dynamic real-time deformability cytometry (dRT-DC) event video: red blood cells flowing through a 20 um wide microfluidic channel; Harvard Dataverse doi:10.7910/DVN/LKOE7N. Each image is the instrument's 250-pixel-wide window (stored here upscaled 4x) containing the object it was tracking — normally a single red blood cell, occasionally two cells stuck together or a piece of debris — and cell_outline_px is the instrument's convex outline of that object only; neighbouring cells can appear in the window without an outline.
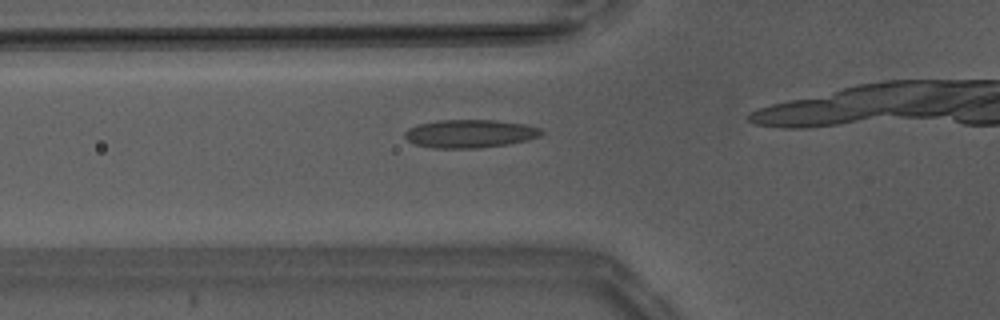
{"species": "Egyptian fruit bat (a non-hibernating species)", "species_latin": "Rousettus aegyptiacus", "temperature_condition": "warm", "stored_images_in_passage": 4, "camera_frame_rate_fps": 3000, "um_per_image_px": 0.085, "animal": {"sex": "male"}, "frame": {"image": 1, "passage_image": 3, "time_ms": 0.667, "image_size_px": [1000, 320], "cell_outline_px": [[544, 132], [540, 136], [528, 140], [508, 144], [476, 148], [432, 148], [416, 144], [408, 140], [404, 136], [404, 132], [408, 128], [416, 124], [440, 120], [496, 120], [524, 124], [540, 128]], "centroid_in_image_um": [39.93, 11.36], "position_along_channel_um": 85.9, "area_um2": 22.48}}